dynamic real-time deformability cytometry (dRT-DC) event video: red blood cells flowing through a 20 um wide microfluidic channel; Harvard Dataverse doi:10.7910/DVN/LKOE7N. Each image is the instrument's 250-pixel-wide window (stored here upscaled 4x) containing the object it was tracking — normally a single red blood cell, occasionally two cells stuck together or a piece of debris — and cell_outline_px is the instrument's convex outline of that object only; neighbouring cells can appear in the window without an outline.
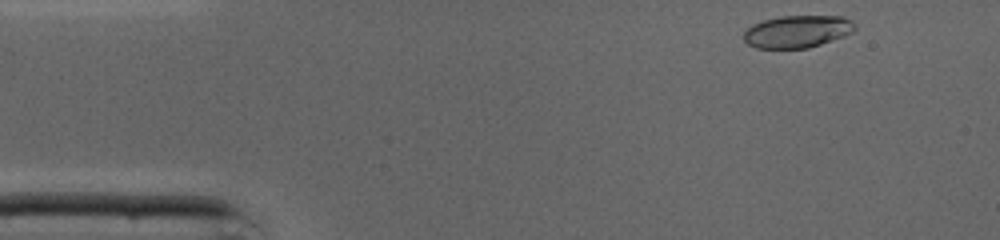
{"species": "common noctule bat (a hibernating species)", "species_latin": "Nyctalus noctula", "temperature_condition": "cold", "stored_images_in_passage": 42, "camera_frame_rate_fps": 3000, "um_per_image_px": 0.085, "animal": {"sex": "male", "body_mass_g": 19.0, "forearm_length_mm": 50.8}, "frame": {"image": 1, "passage_image": 1, "time_ms": 0.0, "image_size_px": [1000, 240], "cell_outline_px": [[856, 28], [852, 32], [844, 36], [808, 48], [756, 48], [748, 44], [744, 40], [744, 32], [752, 24], [764, 20], [780, 16], [844, 16], [852, 20], [856, 24]], "centroid_in_image_um": [67.79, 2.67], "position_along_channel_um": 17.2, "area_um2": 20.98}}
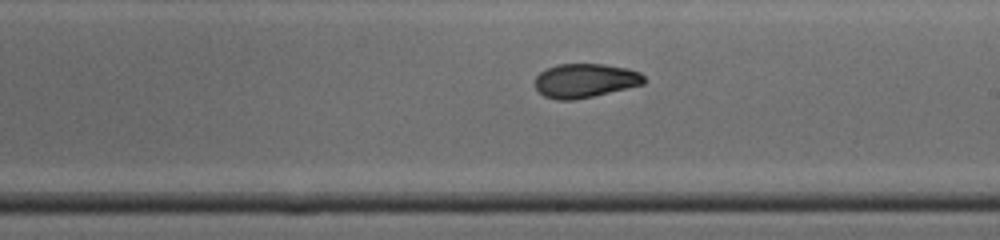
{"frame": {"image": 2, "passage_image": 22, "time_ms": 7.0, "image_size_px": [1000, 240], "cell_outline_px": [[644, 84], [592, 96], [572, 100], [556, 100], [544, 96], [536, 88], [536, 76], [540, 72], [556, 64], [604, 64], [628, 68], [640, 72], [644, 76]], "centroid_in_image_um": [49.73, 6.84], "position_along_channel_um": 239.3, "area_um2": 21.5}}
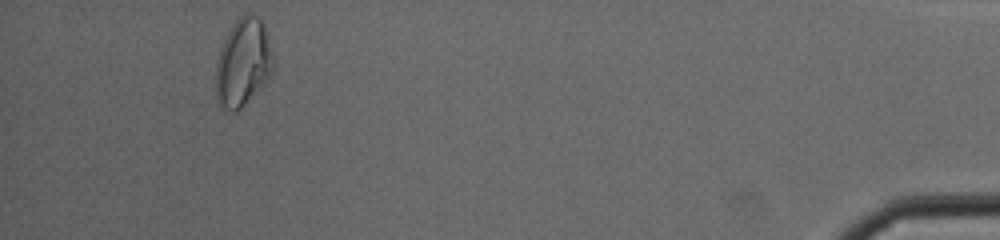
{"frame": {"image": 3, "passage_image": 39, "time_ms": 12.667, "image_size_px": [1000, 240], "cell_outline_px": [[272, 72], [244, 104], [236, 112], [232, 112], [224, 108], [216, 100], [216, 60], [220, 48], [232, 24], [244, 12], [248, 12], [256, 16], [264, 24], [272, 52]], "centroid_in_image_um": [20.62, 5.28], "position_along_channel_um": 414.6, "area_um2": 28.9}, "authors_computed_cell_mechanics": {"area_um2": 22.1374, "velocity_mm_per_s": 4.3605, "shape_relaxation_time_tau1_ms": 5.7119, "shape_relaxation_time_tau2_ms": 1.615, "deformation_change_tau1": 0.1754, "deformation_change_tau2": 0.061}}